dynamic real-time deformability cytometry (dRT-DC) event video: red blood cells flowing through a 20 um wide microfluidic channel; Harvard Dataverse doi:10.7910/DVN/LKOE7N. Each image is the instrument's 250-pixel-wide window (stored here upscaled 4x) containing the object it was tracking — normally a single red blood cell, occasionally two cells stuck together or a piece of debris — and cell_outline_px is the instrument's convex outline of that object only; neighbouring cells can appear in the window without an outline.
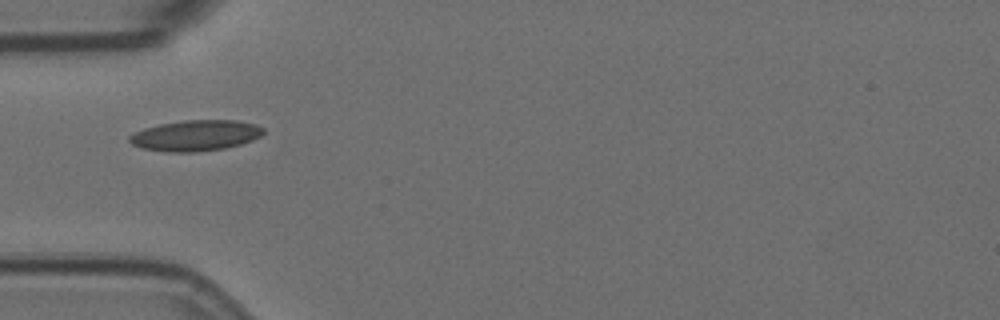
{"species": "Egyptian fruit bat (a non-hibernating species)", "species_latin": "Rousettus aegyptiacus", "temperature_condition": "room temperature", "stored_images_in_passage": 1, "camera_frame_rate_fps": 3000, "um_per_image_px": 0.085, "animal": {"sex": "female"}, "frame": {"image": 1, "passage_image": 1, "time_ms": 0.0, "image_size_px": [1000, 320], "cell_outline_px": [[264, 132], [260, 136], [252, 140], [240, 144], [224, 148], [196, 152], [168, 152], [140, 148], [132, 144], [128, 140], [128, 136], [144, 128], [160, 124], [184, 120], [236, 120], [256, 124], [264, 128]], "centroid_in_image_um": [16.61, 11.52], "position_along_channel_um": 68.4, "area_um2": 24.04}}